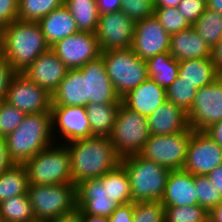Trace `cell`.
Here are the masks:
<instances>
[{
    "label": "cell",
    "mask_w": 222,
    "mask_h": 222,
    "mask_svg": "<svg viewBox=\"0 0 222 222\" xmlns=\"http://www.w3.org/2000/svg\"><path fill=\"white\" fill-rule=\"evenodd\" d=\"M187 120L189 127L198 131L222 120V75L212 84L197 90Z\"/></svg>",
    "instance_id": "30bf717a"
},
{
    "label": "cell",
    "mask_w": 222,
    "mask_h": 222,
    "mask_svg": "<svg viewBox=\"0 0 222 222\" xmlns=\"http://www.w3.org/2000/svg\"><path fill=\"white\" fill-rule=\"evenodd\" d=\"M166 100V89L151 78H148L121 98L125 107L145 117L150 116Z\"/></svg>",
    "instance_id": "ffe728a7"
},
{
    "label": "cell",
    "mask_w": 222,
    "mask_h": 222,
    "mask_svg": "<svg viewBox=\"0 0 222 222\" xmlns=\"http://www.w3.org/2000/svg\"><path fill=\"white\" fill-rule=\"evenodd\" d=\"M83 222H109V217L83 213Z\"/></svg>",
    "instance_id": "11a10c76"
},
{
    "label": "cell",
    "mask_w": 222,
    "mask_h": 222,
    "mask_svg": "<svg viewBox=\"0 0 222 222\" xmlns=\"http://www.w3.org/2000/svg\"><path fill=\"white\" fill-rule=\"evenodd\" d=\"M99 179L103 184H107V193L110 200L117 202L119 205L132 202L129 176L121 164Z\"/></svg>",
    "instance_id": "4dcf8cb0"
},
{
    "label": "cell",
    "mask_w": 222,
    "mask_h": 222,
    "mask_svg": "<svg viewBox=\"0 0 222 222\" xmlns=\"http://www.w3.org/2000/svg\"><path fill=\"white\" fill-rule=\"evenodd\" d=\"M64 5V0H18V19L39 22L43 17Z\"/></svg>",
    "instance_id": "836d02e7"
},
{
    "label": "cell",
    "mask_w": 222,
    "mask_h": 222,
    "mask_svg": "<svg viewBox=\"0 0 222 222\" xmlns=\"http://www.w3.org/2000/svg\"><path fill=\"white\" fill-rule=\"evenodd\" d=\"M154 16L169 35L185 30L192 25L175 7H155Z\"/></svg>",
    "instance_id": "74e56055"
},
{
    "label": "cell",
    "mask_w": 222,
    "mask_h": 222,
    "mask_svg": "<svg viewBox=\"0 0 222 222\" xmlns=\"http://www.w3.org/2000/svg\"><path fill=\"white\" fill-rule=\"evenodd\" d=\"M222 164V147L205 131L192 129L185 163L182 169L192 175L206 176Z\"/></svg>",
    "instance_id": "5bb4252c"
},
{
    "label": "cell",
    "mask_w": 222,
    "mask_h": 222,
    "mask_svg": "<svg viewBox=\"0 0 222 222\" xmlns=\"http://www.w3.org/2000/svg\"><path fill=\"white\" fill-rule=\"evenodd\" d=\"M178 74L181 81L188 82L197 89L212 84L220 76L211 57L179 61Z\"/></svg>",
    "instance_id": "484cf974"
},
{
    "label": "cell",
    "mask_w": 222,
    "mask_h": 222,
    "mask_svg": "<svg viewBox=\"0 0 222 222\" xmlns=\"http://www.w3.org/2000/svg\"><path fill=\"white\" fill-rule=\"evenodd\" d=\"M134 203L119 205L109 216V222H133Z\"/></svg>",
    "instance_id": "f6af8a7d"
},
{
    "label": "cell",
    "mask_w": 222,
    "mask_h": 222,
    "mask_svg": "<svg viewBox=\"0 0 222 222\" xmlns=\"http://www.w3.org/2000/svg\"><path fill=\"white\" fill-rule=\"evenodd\" d=\"M177 9L193 25L207 9V0H182Z\"/></svg>",
    "instance_id": "b9f144b4"
},
{
    "label": "cell",
    "mask_w": 222,
    "mask_h": 222,
    "mask_svg": "<svg viewBox=\"0 0 222 222\" xmlns=\"http://www.w3.org/2000/svg\"><path fill=\"white\" fill-rule=\"evenodd\" d=\"M70 154L72 183L102 177L121 164L109 137L92 136L64 144Z\"/></svg>",
    "instance_id": "6da1fadb"
},
{
    "label": "cell",
    "mask_w": 222,
    "mask_h": 222,
    "mask_svg": "<svg viewBox=\"0 0 222 222\" xmlns=\"http://www.w3.org/2000/svg\"><path fill=\"white\" fill-rule=\"evenodd\" d=\"M194 175L184 169L171 170L161 203L164 207L198 205Z\"/></svg>",
    "instance_id": "44dd1931"
},
{
    "label": "cell",
    "mask_w": 222,
    "mask_h": 222,
    "mask_svg": "<svg viewBox=\"0 0 222 222\" xmlns=\"http://www.w3.org/2000/svg\"><path fill=\"white\" fill-rule=\"evenodd\" d=\"M14 163L10 160L5 140L0 136V175L9 169Z\"/></svg>",
    "instance_id": "7dc6e473"
},
{
    "label": "cell",
    "mask_w": 222,
    "mask_h": 222,
    "mask_svg": "<svg viewBox=\"0 0 222 222\" xmlns=\"http://www.w3.org/2000/svg\"><path fill=\"white\" fill-rule=\"evenodd\" d=\"M211 60L216 71L222 75V39L211 49Z\"/></svg>",
    "instance_id": "681fc988"
},
{
    "label": "cell",
    "mask_w": 222,
    "mask_h": 222,
    "mask_svg": "<svg viewBox=\"0 0 222 222\" xmlns=\"http://www.w3.org/2000/svg\"><path fill=\"white\" fill-rule=\"evenodd\" d=\"M51 95V106L86 107V77H83L78 69H68L65 77Z\"/></svg>",
    "instance_id": "cb8c5ba5"
},
{
    "label": "cell",
    "mask_w": 222,
    "mask_h": 222,
    "mask_svg": "<svg viewBox=\"0 0 222 222\" xmlns=\"http://www.w3.org/2000/svg\"><path fill=\"white\" fill-rule=\"evenodd\" d=\"M169 54L177 61L211 57V49L193 26L170 35Z\"/></svg>",
    "instance_id": "603a6c76"
},
{
    "label": "cell",
    "mask_w": 222,
    "mask_h": 222,
    "mask_svg": "<svg viewBox=\"0 0 222 222\" xmlns=\"http://www.w3.org/2000/svg\"><path fill=\"white\" fill-rule=\"evenodd\" d=\"M149 78L167 89L179 76V61L169 52L157 54L146 60Z\"/></svg>",
    "instance_id": "83f0119b"
},
{
    "label": "cell",
    "mask_w": 222,
    "mask_h": 222,
    "mask_svg": "<svg viewBox=\"0 0 222 222\" xmlns=\"http://www.w3.org/2000/svg\"><path fill=\"white\" fill-rule=\"evenodd\" d=\"M15 74L7 60L3 56L0 57V101L6 99L8 87Z\"/></svg>",
    "instance_id": "7bdbcfd3"
},
{
    "label": "cell",
    "mask_w": 222,
    "mask_h": 222,
    "mask_svg": "<svg viewBox=\"0 0 222 222\" xmlns=\"http://www.w3.org/2000/svg\"><path fill=\"white\" fill-rule=\"evenodd\" d=\"M27 196L37 222H47L76 208V185H29Z\"/></svg>",
    "instance_id": "8992f818"
},
{
    "label": "cell",
    "mask_w": 222,
    "mask_h": 222,
    "mask_svg": "<svg viewBox=\"0 0 222 222\" xmlns=\"http://www.w3.org/2000/svg\"><path fill=\"white\" fill-rule=\"evenodd\" d=\"M207 8L222 15V0H207Z\"/></svg>",
    "instance_id": "9f6ffc18"
},
{
    "label": "cell",
    "mask_w": 222,
    "mask_h": 222,
    "mask_svg": "<svg viewBox=\"0 0 222 222\" xmlns=\"http://www.w3.org/2000/svg\"><path fill=\"white\" fill-rule=\"evenodd\" d=\"M207 135L222 147V120L204 130Z\"/></svg>",
    "instance_id": "f907efd6"
},
{
    "label": "cell",
    "mask_w": 222,
    "mask_h": 222,
    "mask_svg": "<svg viewBox=\"0 0 222 222\" xmlns=\"http://www.w3.org/2000/svg\"><path fill=\"white\" fill-rule=\"evenodd\" d=\"M99 14L120 11L121 0H96Z\"/></svg>",
    "instance_id": "bcb514c9"
},
{
    "label": "cell",
    "mask_w": 222,
    "mask_h": 222,
    "mask_svg": "<svg viewBox=\"0 0 222 222\" xmlns=\"http://www.w3.org/2000/svg\"><path fill=\"white\" fill-rule=\"evenodd\" d=\"M169 49L170 35L154 15L135 22L131 50L138 57L147 60Z\"/></svg>",
    "instance_id": "2e32d148"
},
{
    "label": "cell",
    "mask_w": 222,
    "mask_h": 222,
    "mask_svg": "<svg viewBox=\"0 0 222 222\" xmlns=\"http://www.w3.org/2000/svg\"><path fill=\"white\" fill-rule=\"evenodd\" d=\"M26 114L5 100L0 101V136L5 138L23 121Z\"/></svg>",
    "instance_id": "f35d334b"
},
{
    "label": "cell",
    "mask_w": 222,
    "mask_h": 222,
    "mask_svg": "<svg viewBox=\"0 0 222 222\" xmlns=\"http://www.w3.org/2000/svg\"><path fill=\"white\" fill-rule=\"evenodd\" d=\"M49 49L38 22L16 19L4 27L3 57L16 73L23 72Z\"/></svg>",
    "instance_id": "7a4b0ae2"
},
{
    "label": "cell",
    "mask_w": 222,
    "mask_h": 222,
    "mask_svg": "<svg viewBox=\"0 0 222 222\" xmlns=\"http://www.w3.org/2000/svg\"><path fill=\"white\" fill-rule=\"evenodd\" d=\"M16 19H18V2L0 0V25L5 27Z\"/></svg>",
    "instance_id": "ee69618b"
},
{
    "label": "cell",
    "mask_w": 222,
    "mask_h": 222,
    "mask_svg": "<svg viewBox=\"0 0 222 222\" xmlns=\"http://www.w3.org/2000/svg\"><path fill=\"white\" fill-rule=\"evenodd\" d=\"M118 206L117 202L110 200L107 184H103L99 178L76 184V207L83 213L109 217Z\"/></svg>",
    "instance_id": "ac0fdd59"
},
{
    "label": "cell",
    "mask_w": 222,
    "mask_h": 222,
    "mask_svg": "<svg viewBox=\"0 0 222 222\" xmlns=\"http://www.w3.org/2000/svg\"><path fill=\"white\" fill-rule=\"evenodd\" d=\"M29 180L23 164H13L0 175V202L17 195H27Z\"/></svg>",
    "instance_id": "f546056e"
},
{
    "label": "cell",
    "mask_w": 222,
    "mask_h": 222,
    "mask_svg": "<svg viewBox=\"0 0 222 222\" xmlns=\"http://www.w3.org/2000/svg\"><path fill=\"white\" fill-rule=\"evenodd\" d=\"M47 222H83V212L79 208Z\"/></svg>",
    "instance_id": "c3c4849f"
},
{
    "label": "cell",
    "mask_w": 222,
    "mask_h": 222,
    "mask_svg": "<svg viewBox=\"0 0 222 222\" xmlns=\"http://www.w3.org/2000/svg\"><path fill=\"white\" fill-rule=\"evenodd\" d=\"M0 218L6 222H37L27 195H17L0 202Z\"/></svg>",
    "instance_id": "1f68e13d"
},
{
    "label": "cell",
    "mask_w": 222,
    "mask_h": 222,
    "mask_svg": "<svg viewBox=\"0 0 222 222\" xmlns=\"http://www.w3.org/2000/svg\"><path fill=\"white\" fill-rule=\"evenodd\" d=\"M208 215L199 205L164 207L165 222H208Z\"/></svg>",
    "instance_id": "d590c367"
},
{
    "label": "cell",
    "mask_w": 222,
    "mask_h": 222,
    "mask_svg": "<svg viewBox=\"0 0 222 222\" xmlns=\"http://www.w3.org/2000/svg\"><path fill=\"white\" fill-rule=\"evenodd\" d=\"M101 56L120 98L149 78L146 60L138 57L131 48L101 52Z\"/></svg>",
    "instance_id": "52a82bcc"
},
{
    "label": "cell",
    "mask_w": 222,
    "mask_h": 222,
    "mask_svg": "<svg viewBox=\"0 0 222 222\" xmlns=\"http://www.w3.org/2000/svg\"><path fill=\"white\" fill-rule=\"evenodd\" d=\"M4 140L10 160L14 164H23L55 143L51 113L26 114L21 124Z\"/></svg>",
    "instance_id": "3957f363"
},
{
    "label": "cell",
    "mask_w": 222,
    "mask_h": 222,
    "mask_svg": "<svg viewBox=\"0 0 222 222\" xmlns=\"http://www.w3.org/2000/svg\"><path fill=\"white\" fill-rule=\"evenodd\" d=\"M192 129L170 135H150L139 155L171 170L182 169Z\"/></svg>",
    "instance_id": "9c48e42d"
},
{
    "label": "cell",
    "mask_w": 222,
    "mask_h": 222,
    "mask_svg": "<svg viewBox=\"0 0 222 222\" xmlns=\"http://www.w3.org/2000/svg\"><path fill=\"white\" fill-rule=\"evenodd\" d=\"M51 123L55 143H61L60 141L63 139L62 144H67L71 141L93 136L87 112L83 106H51ZM58 133L60 139L57 137Z\"/></svg>",
    "instance_id": "9a60e30c"
},
{
    "label": "cell",
    "mask_w": 222,
    "mask_h": 222,
    "mask_svg": "<svg viewBox=\"0 0 222 222\" xmlns=\"http://www.w3.org/2000/svg\"><path fill=\"white\" fill-rule=\"evenodd\" d=\"M68 68L49 49L31 63L23 72L29 80L46 89L52 94L66 75Z\"/></svg>",
    "instance_id": "d6986e66"
},
{
    "label": "cell",
    "mask_w": 222,
    "mask_h": 222,
    "mask_svg": "<svg viewBox=\"0 0 222 222\" xmlns=\"http://www.w3.org/2000/svg\"><path fill=\"white\" fill-rule=\"evenodd\" d=\"M5 101L25 114L51 113L52 95L22 73L13 77Z\"/></svg>",
    "instance_id": "8fae6325"
},
{
    "label": "cell",
    "mask_w": 222,
    "mask_h": 222,
    "mask_svg": "<svg viewBox=\"0 0 222 222\" xmlns=\"http://www.w3.org/2000/svg\"><path fill=\"white\" fill-rule=\"evenodd\" d=\"M50 49L68 69H78L101 55L95 33L78 31L56 42Z\"/></svg>",
    "instance_id": "7c38bea8"
},
{
    "label": "cell",
    "mask_w": 222,
    "mask_h": 222,
    "mask_svg": "<svg viewBox=\"0 0 222 222\" xmlns=\"http://www.w3.org/2000/svg\"><path fill=\"white\" fill-rule=\"evenodd\" d=\"M192 26L210 49L222 39V15L216 11L207 8Z\"/></svg>",
    "instance_id": "d6a6232c"
},
{
    "label": "cell",
    "mask_w": 222,
    "mask_h": 222,
    "mask_svg": "<svg viewBox=\"0 0 222 222\" xmlns=\"http://www.w3.org/2000/svg\"><path fill=\"white\" fill-rule=\"evenodd\" d=\"M194 186L197 190L198 205L208 212L222 203V194L207 176L194 175Z\"/></svg>",
    "instance_id": "8d00e7d4"
},
{
    "label": "cell",
    "mask_w": 222,
    "mask_h": 222,
    "mask_svg": "<svg viewBox=\"0 0 222 222\" xmlns=\"http://www.w3.org/2000/svg\"><path fill=\"white\" fill-rule=\"evenodd\" d=\"M147 120L150 135H170L189 128L187 113L167 100Z\"/></svg>",
    "instance_id": "7402d4cb"
},
{
    "label": "cell",
    "mask_w": 222,
    "mask_h": 222,
    "mask_svg": "<svg viewBox=\"0 0 222 222\" xmlns=\"http://www.w3.org/2000/svg\"><path fill=\"white\" fill-rule=\"evenodd\" d=\"M120 104H88L85 109L93 136L109 137Z\"/></svg>",
    "instance_id": "4316f807"
},
{
    "label": "cell",
    "mask_w": 222,
    "mask_h": 222,
    "mask_svg": "<svg viewBox=\"0 0 222 222\" xmlns=\"http://www.w3.org/2000/svg\"><path fill=\"white\" fill-rule=\"evenodd\" d=\"M78 31L95 33L99 21L96 0H64Z\"/></svg>",
    "instance_id": "f1b7e54d"
},
{
    "label": "cell",
    "mask_w": 222,
    "mask_h": 222,
    "mask_svg": "<svg viewBox=\"0 0 222 222\" xmlns=\"http://www.w3.org/2000/svg\"><path fill=\"white\" fill-rule=\"evenodd\" d=\"M181 1L182 0H155L154 7H162V8L175 7V8H177L178 4Z\"/></svg>",
    "instance_id": "db71d44e"
},
{
    "label": "cell",
    "mask_w": 222,
    "mask_h": 222,
    "mask_svg": "<svg viewBox=\"0 0 222 222\" xmlns=\"http://www.w3.org/2000/svg\"><path fill=\"white\" fill-rule=\"evenodd\" d=\"M38 23L50 47L61 39L78 32L75 20L65 5L53 10Z\"/></svg>",
    "instance_id": "d4e9b609"
},
{
    "label": "cell",
    "mask_w": 222,
    "mask_h": 222,
    "mask_svg": "<svg viewBox=\"0 0 222 222\" xmlns=\"http://www.w3.org/2000/svg\"><path fill=\"white\" fill-rule=\"evenodd\" d=\"M120 10L137 22L153 16L155 7L152 0H121Z\"/></svg>",
    "instance_id": "60d3db41"
},
{
    "label": "cell",
    "mask_w": 222,
    "mask_h": 222,
    "mask_svg": "<svg viewBox=\"0 0 222 222\" xmlns=\"http://www.w3.org/2000/svg\"><path fill=\"white\" fill-rule=\"evenodd\" d=\"M215 188L222 194V164L206 175Z\"/></svg>",
    "instance_id": "816d5d0a"
},
{
    "label": "cell",
    "mask_w": 222,
    "mask_h": 222,
    "mask_svg": "<svg viewBox=\"0 0 222 222\" xmlns=\"http://www.w3.org/2000/svg\"><path fill=\"white\" fill-rule=\"evenodd\" d=\"M133 222H165L161 202L134 203Z\"/></svg>",
    "instance_id": "ab89813d"
},
{
    "label": "cell",
    "mask_w": 222,
    "mask_h": 222,
    "mask_svg": "<svg viewBox=\"0 0 222 222\" xmlns=\"http://www.w3.org/2000/svg\"><path fill=\"white\" fill-rule=\"evenodd\" d=\"M208 221L222 222V203L209 211Z\"/></svg>",
    "instance_id": "f5cc1de1"
},
{
    "label": "cell",
    "mask_w": 222,
    "mask_h": 222,
    "mask_svg": "<svg viewBox=\"0 0 222 222\" xmlns=\"http://www.w3.org/2000/svg\"><path fill=\"white\" fill-rule=\"evenodd\" d=\"M4 52V26L0 25V57Z\"/></svg>",
    "instance_id": "6f0895ef"
},
{
    "label": "cell",
    "mask_w": 222,
    "mask_h": 222,
    "mask_svg": "<svg viewBox=\"0 0 222 222\" xmlns=\"http://www.w3.org/2000/svg\"><path fill=\"white\" fill-rule=\"evenodd\" d=\"M132 192V202H160L165 191L170 170L146 160L139 154L121 158Z\"/></svg>",
    "instance_id": "277c9868"
},
{
    "label": "cell",
    "mask_w": 222,
    "mask_h": 222,
    "mask_svg": "<svg viewBox=\"0 0 222 222\" xmlns=\"http://www.w3.org/2000/svg\"><path fill=\"white\" fill-rule=\"evenodd\" d=\"M78 70L86 77V106L88 104H121L107 74L105 62L100 55Z\"/></svg>",
    "instance_id": "e0dca14e"
},
{
    "label": "cell",
    "mask_w": 222,
    "mask_h": 222,
    "mask_svg": "<svg viewBox=\"0 0 222 222\" xmlns=\"http://www.w3.org/2000/svg\"><path fill=\"white\" fill-rule=\"evenodd\" d=\"M149 137L147 117L129 110L121 103L109 136L117 154L121 158L139 154Z\"/></svg>",
    "instance_id": "ba28073f"
},
{
    "label": "cell",
    "mask_w": 222,
    "mask_h": 222,
    "mask_svg": "<svg viewBox=\"0 0 222 222\" xmlns=\"http://www.w3.org/2000/svg\"><path fill=\"white\" fill-rule=\"evenodd\" d=\"M29 185L74 184L67 147L54 143L23 163Z\"/></svg>",
    "instance_id": "5b68a950"
},
{
    "label": "cell",
    "mask_w": 222,
    "mask_h": 222,
    "mask_svg": "<svg viewBox=\"0 0 222 222\" xmlns=\"http://www.w3.org/2000/svg\"><path fill=\"white\" fill-rule=\"evenodd\" d=\"M135 22L123 11L99 15L95 36L102 52L131 48Z\"/></svg>",
    "instance_id": "4fadbf2b"
},
{
    "label": "cell",
    "mask_w": 222,
    "mask_h": 222,
    "mask_svg": "<svg viewBox=\"0 0 222 222\" xmlns=\"http://www.w3.org/2000/svg\"><path fill=\"white\" fill-rule=\"evenodd\" d=\"M197 90L192 84L181 81V78L177 77L166 89L167 101L172 102L188 113L194 102Z\"/></svg>",
    "instance_id": "e575fe53"
}]
</instances>
